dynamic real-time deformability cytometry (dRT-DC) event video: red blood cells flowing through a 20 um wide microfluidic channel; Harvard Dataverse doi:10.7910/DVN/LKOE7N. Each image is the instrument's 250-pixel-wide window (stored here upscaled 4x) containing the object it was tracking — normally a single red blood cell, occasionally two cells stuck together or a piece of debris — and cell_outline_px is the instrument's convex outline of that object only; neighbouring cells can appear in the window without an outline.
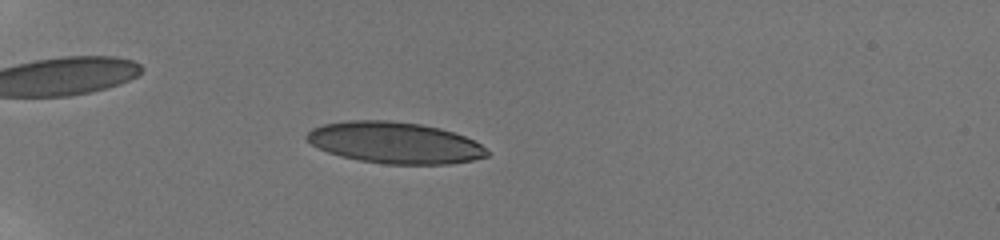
{"species": "human", "species_latin": "Homo sapiens", "temperature_condition": "room temperature", "stored_images_in_passage": 50, "camera_frame_rate_fps": 3000, "um_per_image_px": 0.085, "donor": {"sex": "male"}, "frame": {"image": 1, "passage_image": 14, "time_ms": 6.0, "image_size_px": [1000, 240], "cell_outline_px": [[488, 156], [472, 160], [448, 164], [384, 164], [360, 160], [340, 156], [328, 152], [312, 144], [304, 136], [312, 128], [324, 124], [348, 120], [388, 120], [420, 124], [440, 128], [464, 136], [480, 144], [488, 152]], "centroid_in_image_um": [33.53, 12.13], "position_along_channel_um": 51.5, "area_um2": 43.23}}
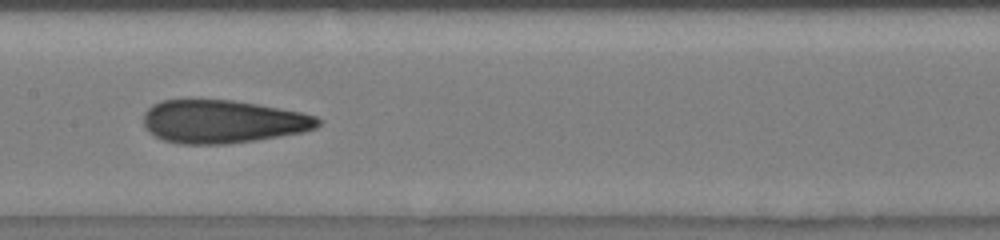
{"frame": {"image": 2, "passage_image": 24, "time_ms": 10.667, "image_size_px": [1000, 240], "cell_outline_px": [[320, 124], [316, 128], [304, 132], [228, 144], [180, 144], [164, 140], [148, 132], [144, 128], [144, 112], [152, 104], [160, 100], [192, 96], [232, 100], [256, 104], [300, 112], [316, 116], [320, 120]], "centroid_in_image_um": [18.84, 10.29], "position_along_channel_um": 188.6, "area_um2": 44.8}}
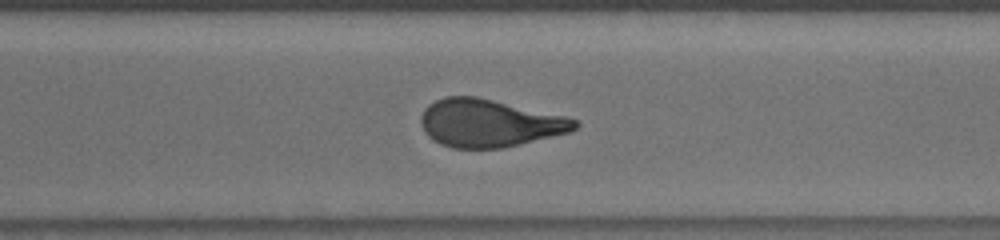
{"frame": {"image": 3, "passage_image": 35, "time_ms": 14.333, "image_size_px": [1000, 240], "cell_outline_px": [[580, 124], [572, 132], [504, 148], [452, 148], [440, 144], [428, 136], [424, 132], [420, 124], [420, 116], [424, 108], [428, 104], [444, 96], [476, 96], [564, 116], [576, 120]], "centroid_in_image_um": [41.56, 10.47], "position_along_channel_um": 329.0, "area_um2": 42.95}, "authors_computed_cell_mechanics": {"area_um2": 42.9454, "velocity_mm_per_s": 3.8555, "shape_relaxation_time_tau1_ms": null, "shape_relaxation_time_tau2_ms": 1.2497, "deformation_change_tau1": null, "deformation_change_tau2": 0.0794}}